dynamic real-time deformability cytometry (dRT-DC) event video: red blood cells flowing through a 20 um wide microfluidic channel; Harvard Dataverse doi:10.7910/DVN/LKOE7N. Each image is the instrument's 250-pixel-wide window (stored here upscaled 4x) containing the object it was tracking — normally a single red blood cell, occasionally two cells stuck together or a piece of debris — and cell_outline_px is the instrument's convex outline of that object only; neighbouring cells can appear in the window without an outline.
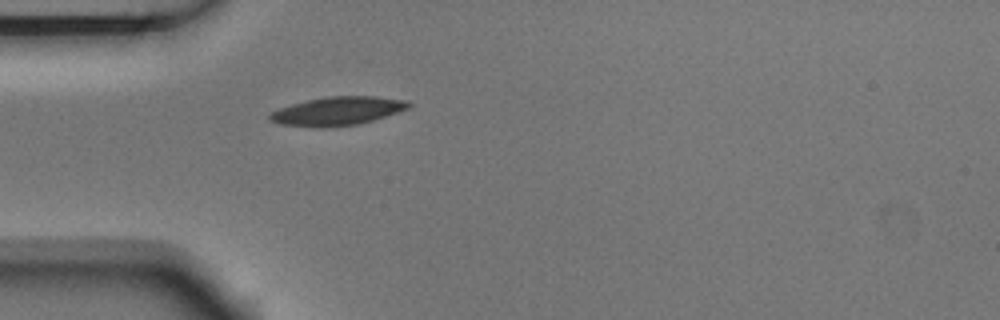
{"species": "Egyptian fruit bat (a non-hibernating species)", "species_latin": "Rousettus aegyptiacus", "temperature_condition": "room temperature", "stored_images_in_passage": 1, "camera_frame_rate_fps": 3000, "um_per_image_px": 0.085, "animal": {"sex": "male"}, "frame": {"image": 1, "passage_image": 1, "time_ms": 0.0, "image_size_px": [1000, 320], "cell_outline_px": [[412, 104], [408, 108], [372, 120], [356, 124], [324, 128], [316, 128], [280, 124], [268, 120], [268, 116], [272, 112], [280, 108], [292, 104], [308, 100], [328, 96], [376, 96], [408, 100]], "centroid_in_image_um": [28.67, 9.44], "position_along_channel_um": 56.3, "area_um2": 23.0}}